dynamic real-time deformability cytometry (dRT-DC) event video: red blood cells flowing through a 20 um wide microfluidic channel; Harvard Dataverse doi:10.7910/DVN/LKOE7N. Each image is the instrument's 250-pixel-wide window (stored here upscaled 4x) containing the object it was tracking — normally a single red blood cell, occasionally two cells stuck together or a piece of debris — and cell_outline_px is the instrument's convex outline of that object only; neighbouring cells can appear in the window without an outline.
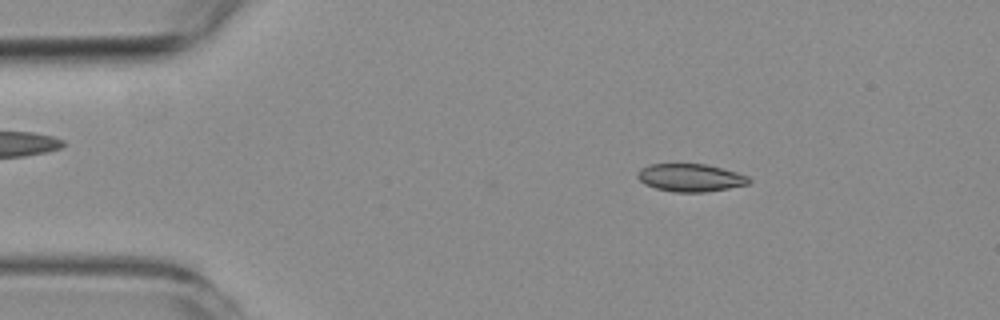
{"species": "common noctule bat (a hibernating species)", "species_latin": "Nyctalus noctula", "temperature_condition": "room temperature", "stored_images_in_passage": 54, "camera_frame_rate_fps": 3000, "um_per_image_px": 0.085, "animal": {"sex": "female", "body_mass_g": 19.3, "forearm_length_mm": 54.1}, "frame": {"image": 1, "passage_image": 7, "time_ms": 2.0, "image_size_px": [1000, 320], "cell_outline_px": [[752, 180], [748, 184], [728, 188], [704, 192], [676, 192], [656, 188], [644, 184], [636, 176], [640, 168], [648, 164], [704, 164], [736, 172], [748, 176]], "centroid_in_image_um": [58.66, 15.1], "position_along_channel_um": 26.3, "area_um2": 17.92}}
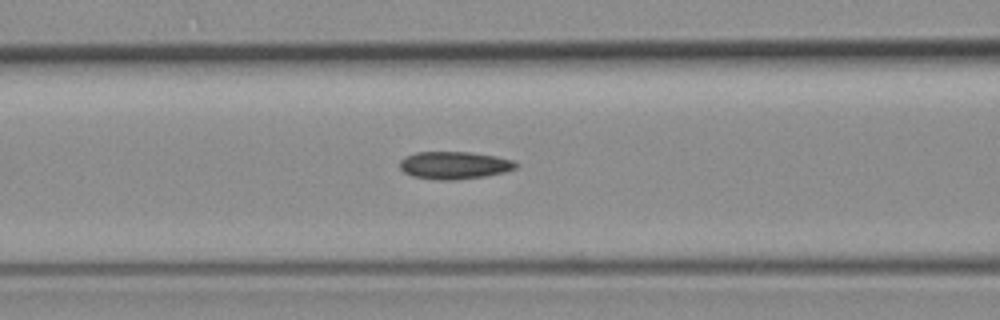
{"frame": {"image": 2, "passage_image": 20, "time_ms": 6.333, "image_size_px": [1000, 320], "cell_outline_px": [[516, 168], [504, 172], [484, 176], [456, 180], [436, 180], [412, 176], [404, 172], [400, 168], [400, 160], [404, 156], [416, 152], [468, 152], [496, 156], [512, 160], [516, 164]], "centroid_in_image_um": [38.57, 14.05], "position_along_channel_um": 128.0, "area_um2": 18.61}}
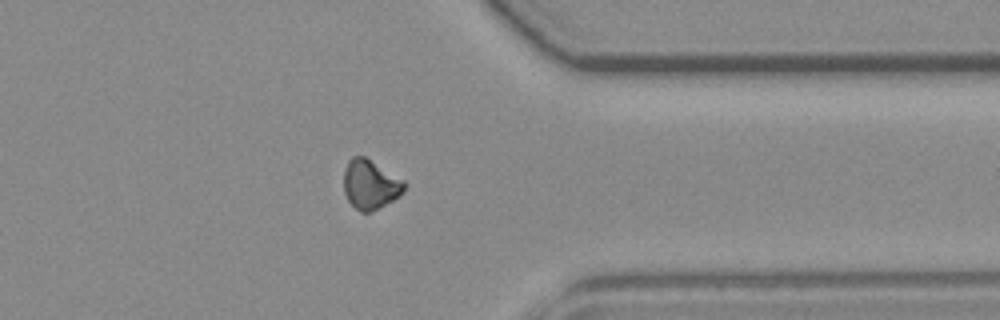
{"frame": {"image": 3, "passage_image": 41, "time_ms": 13.333, "image_size_px": [1000, 320], "cell_outline_px": [[404, 192], [392, 200], [372, 212], [360, 212], [348, 200], [344, 192], [344, 168], [348, 160], [352, 156], [364, 156], [404, 180]], "centroid_in_image_um": [31.45, 15.67], "position_along_channel_um": 380.0, "area_um2": 17.28}}